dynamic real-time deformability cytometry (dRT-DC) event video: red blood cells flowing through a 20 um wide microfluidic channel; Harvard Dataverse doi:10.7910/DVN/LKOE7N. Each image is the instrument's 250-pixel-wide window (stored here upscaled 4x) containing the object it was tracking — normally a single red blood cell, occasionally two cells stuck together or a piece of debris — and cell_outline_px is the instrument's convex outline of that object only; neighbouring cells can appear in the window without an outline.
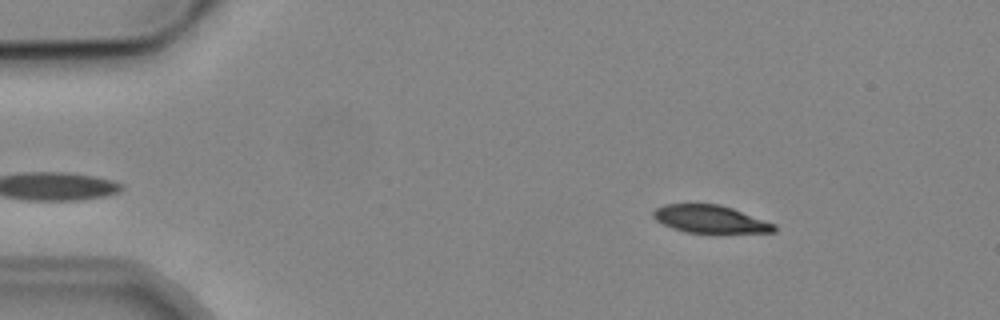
{"species": "common noctule bat (a hibernating species)", "species_latin": "Nyctalus noctula", "temperature_condition": "cold", "stored_images_in_passage": 4, "camera_frame_rate_fps": 3000, "um_per_image_px": 0.085, "animal": {"sex": "male", "body_mass_g": 19.2, "forearm_length_mm": 51.8}, "frame": {"image": 1, "passage_image": 1, "time_ms": 0.0, "image_size_px": [1000, 320], "cell_outline_px": [[776, 232], [688, 232], [672, 228], [656, 220], [652, 216], [652, 212], [656, 208], [664, 204], [720, 204], [732, 208], [776, 224]], "centroid_in_image_um": [60.35, 18.61], "position_along_channel_um": 24.6, "area_um2": 19.25}}
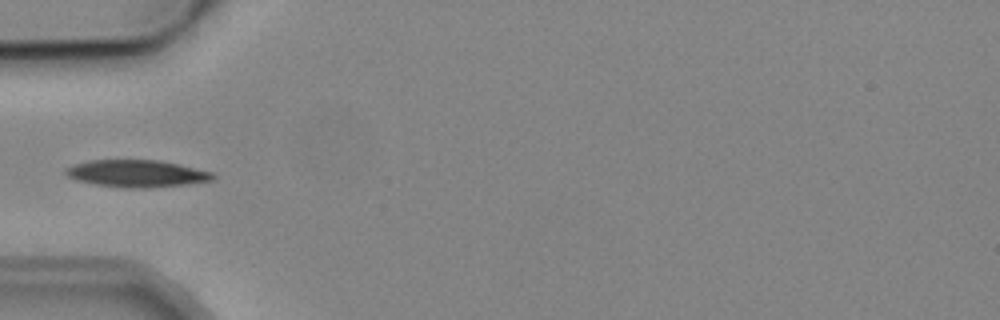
{"frame": {"image": 2, "passage_image": 4, "time_ms": 3.333, "image_size_px": [1000, 320], "cell_outline_px": [[216, 176], [212, 180], [184, 184], [148, 188], [124, 188], [92, 184], [76, 180], [68, 176], [64, 172], [64, 168], [76, 164], [92, 160], [160, 160], [180, 164], [216, 172]], "centroid_in_image_um": [11.64, 14.75], "position_along_channel_um": 73.4, "area_um2": 23.47}}